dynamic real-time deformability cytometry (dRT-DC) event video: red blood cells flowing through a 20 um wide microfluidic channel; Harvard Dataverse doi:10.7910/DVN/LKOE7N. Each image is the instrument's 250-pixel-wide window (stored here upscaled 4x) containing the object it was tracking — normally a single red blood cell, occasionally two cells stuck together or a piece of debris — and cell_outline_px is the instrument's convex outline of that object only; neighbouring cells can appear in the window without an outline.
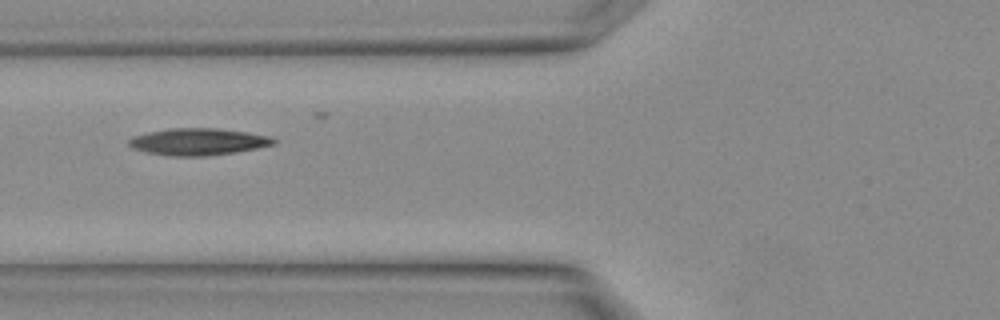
{"species": "Egyptian fruit bat (a non-hibernating species)", "species_latin": "Rousettus aegyptiacus", "temperature_condition": "warm", "stored_images_in_passage": 3, "camera_frame_rate_fps": 3000, "um_per_image_px": 0.085, "animal": {"sex": "female"}, "frame": {"image": 1, "passage_image": 3, "time_ms": 0.667, "image_size_px": [1000, 320], "cell_outline_px": [[276, 144], [236, 152], [208, 156], [168, 156], [144, 152], [132, 148], [128, 144], [128, 140], [132, 136], [148, 132], [168, 128], [216, 128], [248, 132], [268, 136], [276, 140]], "centroid_in_image_um": [16.8, 12.05], "position_along_channel_um": 109.0, "area_um2": 22.89}}